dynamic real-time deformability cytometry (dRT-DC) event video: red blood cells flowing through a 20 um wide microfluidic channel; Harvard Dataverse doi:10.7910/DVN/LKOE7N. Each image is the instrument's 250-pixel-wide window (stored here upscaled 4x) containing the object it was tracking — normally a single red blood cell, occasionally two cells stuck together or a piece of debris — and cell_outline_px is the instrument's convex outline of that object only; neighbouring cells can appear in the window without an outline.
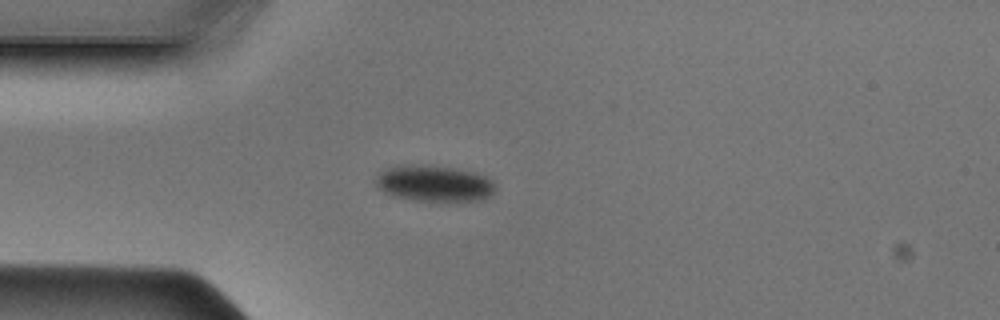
{"species": "Egyptian fruit bat (a non-hibernating species)", "species_latin": "Rousettus aegyptiacus", "temperature_condition": "cold", "stored_images_in_passage": 36, "camera_frame_rate_fps": 3000, "um_per_image_px": 0.085, "animal": {"sex": "male"}, "frame": {"image": 1, "passage_image": 1, "time_ms": 0.0, "image_size_px": [1000, 320], "cell_outline_px": [[496, 188], [488, 196], [480, 200], [416, 200], [392, 196], [376, 188], [376, 176], [384, 168], [396, 164], [432, 164], [456, 168], [476, 172], [492, 180], [496, 184]], "centroid_in_image_um": [36.85, 15.54], "position_along_channel_um": 48.2, "area_um2": 25.61}}
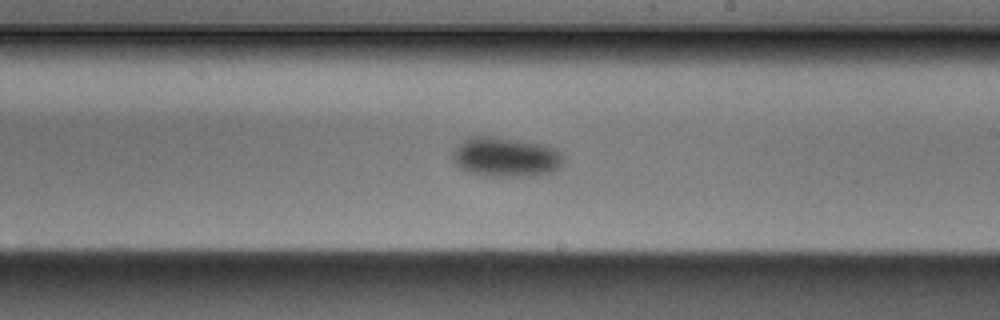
{"frame": {"image": 2, "passage_image": 16, "time_ms": 5.0, "image_size_px": [1000, 320], "cell_outline_px": [[564, 164], [560, 168], [552, 172], [532, 176], [484, 176], [468, 172], [460, 168], [452, 160], [452, 152], [468, 136], [492, 136], [548, 144], [556, 148], [560, 152], [564, 160]], "centroid_in_image_um": [43.02, 13.34], "position_along_channel_um": 246.0, "area_um2": 26.07}}
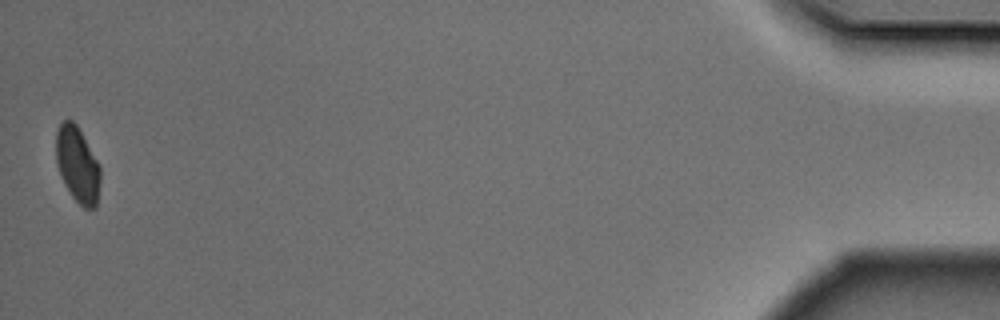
{"frame": {"image": 3, "passage_image": 36, "time_ms": 11.667, "image_size_px": [1000, 320], "cell_outline_px": [[100, 180], [96, 208], [84, 208], [72, 196], [60, 172], [56, 160], [56, 132], [60, 124], [64, 120], [72, 120], [76, 124], [96, 160], [100, 168]], "centroid_in_image_um": [6.59, 13.99], "position_along_channel_um": 428.6, "area_um2": 18.96}}